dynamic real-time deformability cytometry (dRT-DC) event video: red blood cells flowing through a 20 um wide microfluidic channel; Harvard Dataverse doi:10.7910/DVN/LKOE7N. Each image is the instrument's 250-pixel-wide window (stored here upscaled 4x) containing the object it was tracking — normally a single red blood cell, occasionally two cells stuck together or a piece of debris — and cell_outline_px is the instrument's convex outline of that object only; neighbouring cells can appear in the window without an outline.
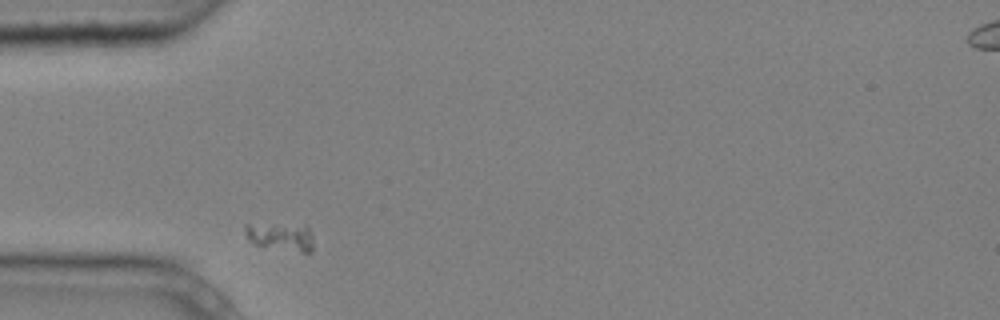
{"species": "common noctule bat (a hibernating species)", "species_latin": "Nyctalus noctula", "temperature_condition": "cold", "stored_images_in_passage": 2, "camera_frame_rate_fps": 3000, "um_per_image_px": 0.085, "animal": {"sex": "male", "body_mass_g": 20.4}, "frame": {"image": 1, "passage_image": 1, "time_ms": 0.0, "image_size_px": [1000, 320], "cell_outline_px": [[312, 252], [300, 252], [256, 244], [248, 240], [244, 232], [244, 224], [304, 224], [308, 228], [312, 236]], "centroid_in_image_um": [23.86, 20.08], "position_along_channel_um": 61.1, "area_um2": 11.16}}